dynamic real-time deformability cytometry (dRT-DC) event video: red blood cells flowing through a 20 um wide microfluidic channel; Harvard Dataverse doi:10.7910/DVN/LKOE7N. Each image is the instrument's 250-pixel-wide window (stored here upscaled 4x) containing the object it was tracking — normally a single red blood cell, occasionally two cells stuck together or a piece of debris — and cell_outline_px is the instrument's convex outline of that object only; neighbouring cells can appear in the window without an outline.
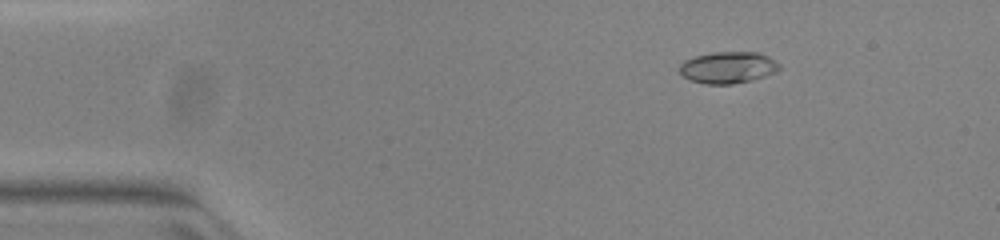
{"species": "common noctule bat (a hibernating species)", "species_latin": "Nyctalus noctula", "temperature_condition": "warm", "stored_images_in_passage": 45, "camera_frame_rate_fps": 3000, "um_per_image_px": 0.085, "animal": {"sex": "female", "body_mass_g": 23.0, "forearm_length_mm": 53.4}, "frame": {"image": 1, "passage_image": 1, "time_ms": 0.0, "image_size_px": [1000, 240], "cell_outline_px": [[780, 68], [776, 72], [752, 80], [732, 84], [704, 84], [692, 80], [684, 76], [680, 72], [680, 64], [684, 60], [696, 56], [712, 52], [756, 52], [768, 56], [780, 64]], "centroid_in_image_um": [61.89, 5.73], "position_along_channel_um": 23.1, "area_um2": 18.32}}
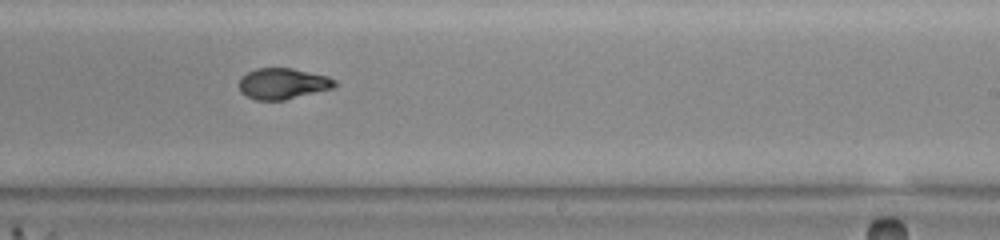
{"frame": {"image": 2, "passage_image": 25, "time_ms": 8.0, "image_size_px": [1000, 240], "cell_outline_px": [[336, 88], [284, 100], [256, 100], [240, 92], [240, 76], [256, 68], [292, 68], [328, 76], [336, 80]], "centroid_in_image_um": [24.07, 7.11], "position_along_channel_um": 264.9, "area_um2": 17.4}}
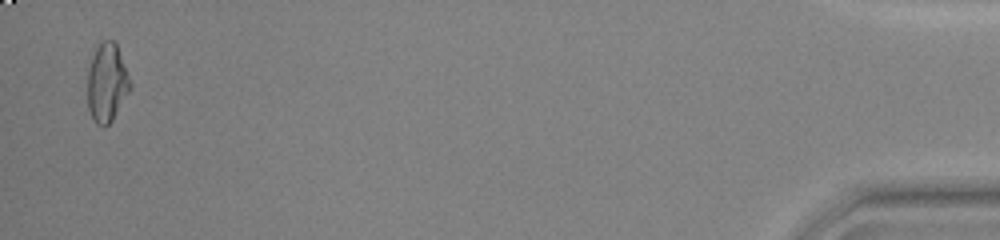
{"frame": {"image": 3, "passage_image": 44, "time_ms": 14.333, "image_size_px": [1000, 240], "cell_outline_px": [[132, 88], [112, 120], [104, 128], [96, 124], [88, 108], [88, 68], [92, 56], [96, 48], [104, 40], [112, 40], [116, 44], [132, 84]], "centroid_in_image_um": [9.09, 7.06], "position_along_channel_um": 426.1, "area_um2": 19.42}, "authors_computed_cell_mechanics": {"area_um2": 18.0336, "velocity_mm_per_s": 3.9948, "shape_relaxation_time_tau1_ms": null, "shape_relaxation_time_tau2_ms": 0.9836, "deformation_change_tau1": null, "deformation_change_tau2": 0.0563}}